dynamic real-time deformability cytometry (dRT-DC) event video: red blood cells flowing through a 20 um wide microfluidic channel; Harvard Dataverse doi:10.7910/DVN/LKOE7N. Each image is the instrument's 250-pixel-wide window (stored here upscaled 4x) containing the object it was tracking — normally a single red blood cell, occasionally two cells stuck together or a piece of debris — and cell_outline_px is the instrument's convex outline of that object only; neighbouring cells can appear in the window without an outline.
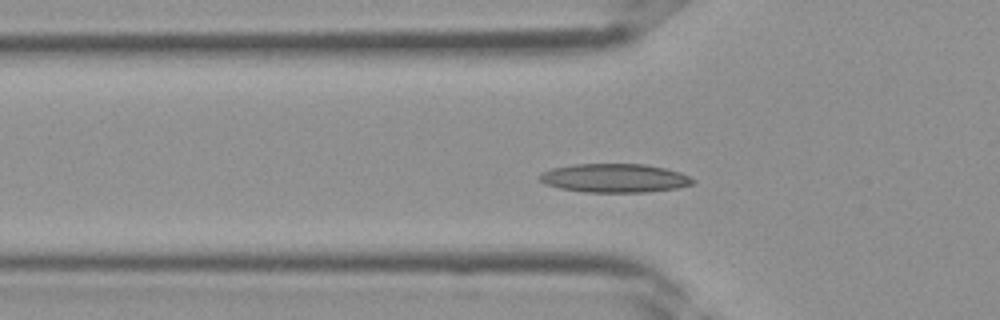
{"species": "Egyptian fruit bat (a non-hibernating species)", "species_latin": "Rousettus aegyptiacus", "temperature_condition": "room temperature", "stored_images_in_passage": 37, "camera_frame_rate_fps": 3000, "um_per_image_px": 0.085, "frame": {"image": 1, "passage_image": 11, "time_ms": 3.333, "image_size_px": [1000, 320], "cell_outline_px": [[696, 180], [692, 184], [676, 188], [644, 192], [584, 192], [560, 188], [544, 184], [536, 176], [540, 172], [552, 168], [572, 164], [644, 164], [664, 168], [680, 172]], "centroid_in_image_um": [52.18, 15.13], "position_along_channel_um": 73.6, "area_um2": 25.72}}
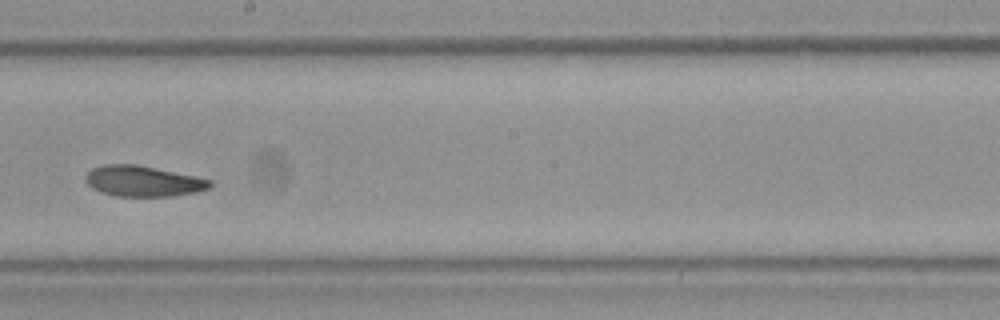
{"frame": {"image": 2, "passage_image": 20, "time_ms": 6.333, "image_size_px": [1000, 320], "cell_outline_px": [[212, 184], [208, 188], [196, 192], [172, 196], [116, 196], [100, 192], [92, 188], [84, 180], [84, 176], [92, 168], [104, 164], [136, 164], [196, 176], [212, 180]], "centroid_in_image_um": [12.13, 15.39], "position_along_channel_um": 236.1, "area_um2": 22.31}}
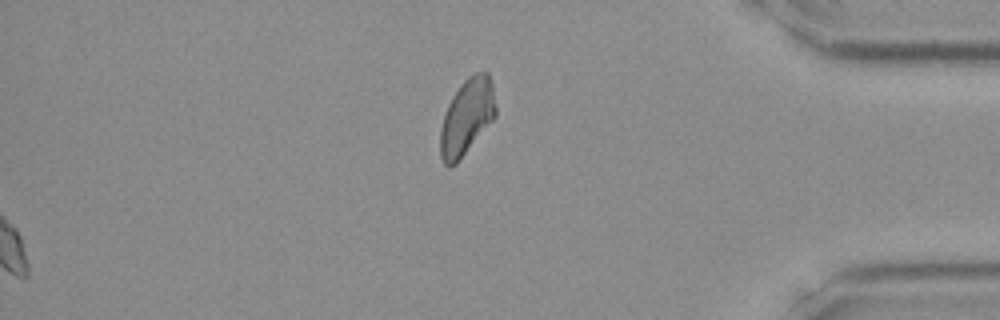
{"frame": {"image": 3, "passage_image": 37, "time_ms": 12.0, "image_size_px": [1000, 320], "cell_outline_px": [[496, 116], [456, 164], [448, 168], [444, 164], [440, 156], [440, 128], [448, 104], [452, 96], [460, 84], [468, 76], [476, 72], [488, 72], [492, 84], [496, 108]], "centroid_in_image_um": [39.67, 9.94], "position_along_channel_um": 395.5, "area_um2": 24.51}}